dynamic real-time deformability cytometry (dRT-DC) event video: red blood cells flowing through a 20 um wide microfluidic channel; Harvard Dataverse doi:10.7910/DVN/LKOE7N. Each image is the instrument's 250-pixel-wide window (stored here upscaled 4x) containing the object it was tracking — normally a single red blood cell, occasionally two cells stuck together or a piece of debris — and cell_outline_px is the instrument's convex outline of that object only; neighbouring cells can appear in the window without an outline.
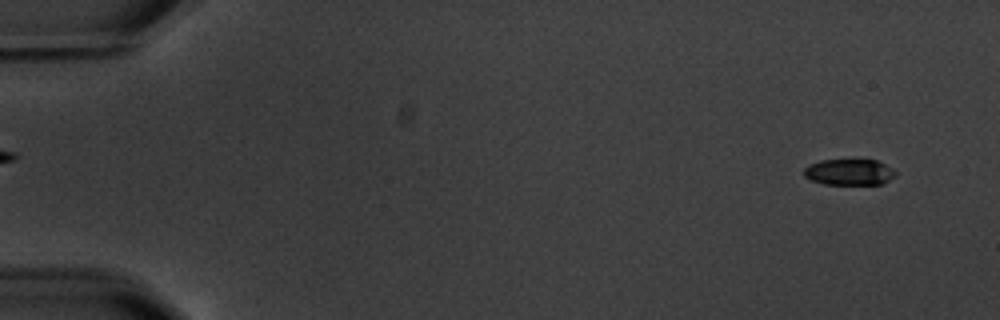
{"species": "common noctule bat (a hibernating species)", "species_latin": "Nyctalus noctula", "temperature_condition": "warm", "stored_images_in_passage": 4, "camera_frame_rate_fps": 3000, "um_per_image_px": 0.085, "animal": {"sex": "male", "body_mass_g": 20.1, "forearm_length_mm": 53.5}, "frame": {"image": 1, "passage_image": 1, "time_ms": 0.0, "image_size_px": [1000, 320], "cell_outline_px": [[896, 172], [884, 184], [824, 184], [812, 180], [804, 176], [804, 168], [808, 164], [820, 160], [876, 160], [892, 168]], "centroid_in_image_um": [72.15, 14.62], "position_along_channel_um": 12.9, "area_um2": 13.81}}